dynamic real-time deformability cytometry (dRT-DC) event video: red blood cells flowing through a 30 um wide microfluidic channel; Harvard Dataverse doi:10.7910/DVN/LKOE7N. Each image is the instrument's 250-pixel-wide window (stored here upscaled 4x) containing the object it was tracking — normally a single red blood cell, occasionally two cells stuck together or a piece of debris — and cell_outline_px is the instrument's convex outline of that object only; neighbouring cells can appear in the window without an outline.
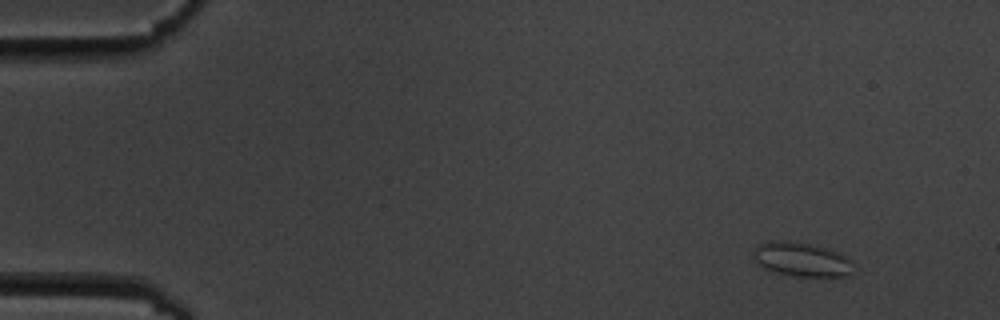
{"species": "common noctule bat (a hibernating species)", "species_latin": "Nyctalus noctula", "temperature_condition": "cold", "stored_images_in_passage": 4, "camera_frame_rate_fps": 3000, "um_per_image_px": 0.085, "animal": {"sex": "male", "body_mass_g": 19.5, "forearm_length_mm": 54.6}, "frame": {"image": 1, "passage_image": 1, "time_ms": 0.0, "image_size_px": [1000, 320], "cell_outline_px": [[856, 272], [848, 276], [796, 276], [776, 272], [764, 268], [756, 264], [752, 256], [752, 252], [760, 244], [772, 240], [788, 240], [808, 244], [840, 252], [852, 260], [856, 264]], "centroid_in_image_um": [68.19, 22.06], "position_along_channel_um": 16.8, "area_um2": 20.29}}